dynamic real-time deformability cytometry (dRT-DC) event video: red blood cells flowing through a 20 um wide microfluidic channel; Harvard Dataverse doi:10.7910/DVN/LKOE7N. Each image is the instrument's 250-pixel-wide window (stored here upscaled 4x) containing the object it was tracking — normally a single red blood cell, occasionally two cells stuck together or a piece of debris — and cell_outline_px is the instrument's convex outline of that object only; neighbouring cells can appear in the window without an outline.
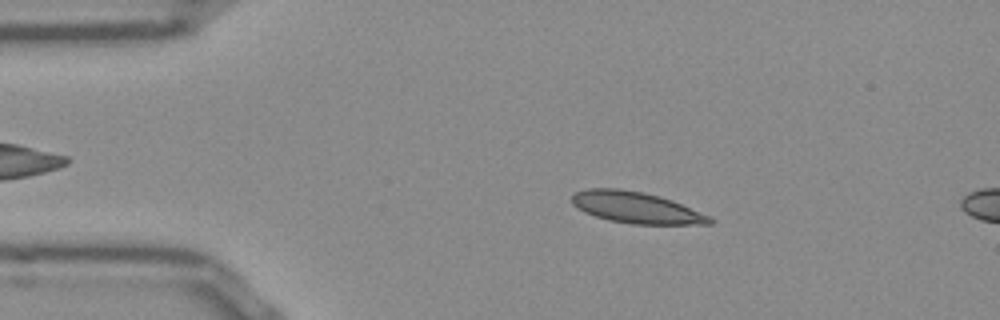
{"species": "Egyptian fruit bat (a non-hibernating species)", "species_latin": "Rousettus aegyptiacus", "temperature_condition": "room temperature", "stored_images_in_passage": 13, "camera_frame_rate_fps": 3000, "um_per_image_px": 0.085, "frame": {"image": 1, "passage_image": 8, "time_ms": 2.333, "image_size_px": [1000, 320], "cell_outline_px": [[712, 224], [632, 224], [608, 220], [584, 212], [572, 204], [572, 196], [576, 192], [588, 188], [620, 188], [644, 192], [660, 196], [672, 200], [712, 216]], "centroid_in_image_um": [54.09, 17.64], "position_along_channel_um": 30.9, "area_um2": 25.26}}